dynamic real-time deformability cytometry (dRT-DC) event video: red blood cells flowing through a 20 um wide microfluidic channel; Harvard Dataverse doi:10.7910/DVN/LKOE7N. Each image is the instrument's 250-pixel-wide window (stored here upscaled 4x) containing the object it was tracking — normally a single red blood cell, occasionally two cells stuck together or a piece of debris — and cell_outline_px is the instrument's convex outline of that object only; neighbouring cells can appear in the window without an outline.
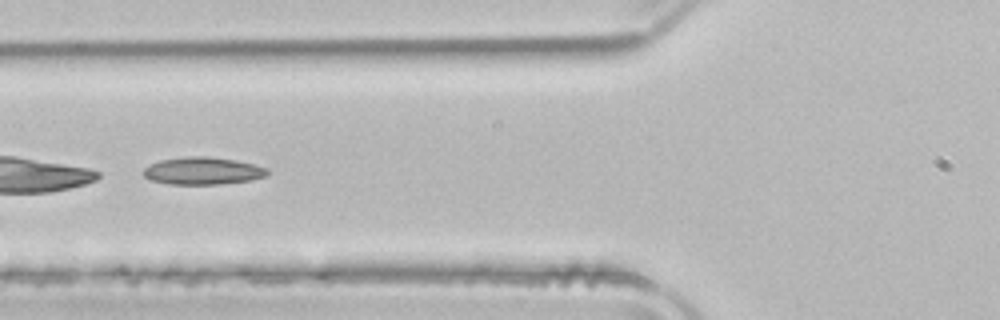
{"species": "common noctule bat (a hibernating species)", "species_latin": "Nyctalus noctula", "temperature_condition": "room temperature", "stored_images_in_passage": 4, "camera_frame_rate_fps": 3000, "um_per_image_px": 0.085, "animal": {"sex": "male", "body_mass_g": 21.5, "forearm_length_mm": 52.0}, "frame": {"image": 1, "passage_image": 4, "time_ms": 1.0, "image_size_px": [1000, 320], "cell_outline_px": [[268, 176], [252, 180], [220, 184], [168, 184], [152, 180], [144, 176], [140, 172], [148, 164], [160, 160], [184, 156], [208, 156], [236, 160], [268, 168]], "centroid_in_image_um": [17.21, 14.52], "position_along_channel_um": 108.6, "area_um2": 20.06}}